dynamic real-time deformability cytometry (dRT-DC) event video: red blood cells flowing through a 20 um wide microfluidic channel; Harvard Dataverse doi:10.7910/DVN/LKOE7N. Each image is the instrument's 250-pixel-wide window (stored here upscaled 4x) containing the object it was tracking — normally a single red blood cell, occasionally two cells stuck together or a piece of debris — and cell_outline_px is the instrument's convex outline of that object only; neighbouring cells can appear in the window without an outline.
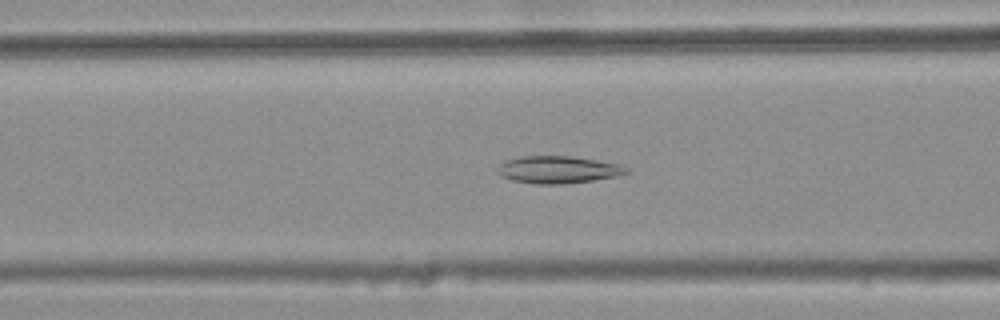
{"species": "common noctule bat (a hibernating species)", "species_latin": "Nyctalus noctula", "temperature_condition": "warm", "stored_images_in_passage": 36, "camera_frame_rate_fps": 3000, "um_per_image_px": 0.085, "animal": {"sex": "female", "body_mass_g": 25.1}, "frame": {"image": 1, "passage_image": 11, "time_ms": 3.333, "image_size_px": [1000, 320], "cell_outline_px": [[628, 172], [616, 176], [592, 180], [564, 184], [532, 184], [512, 180], [500, 176], [496, 172], [496, 168], [500, 164], [508, 160], [520, 156], [568, 156], [624, 164], [628, 168]], "centroid_in_image_um": [47.41, 14.42], "position_along_channel_um": 119.2, "area_um2": 20.58}}
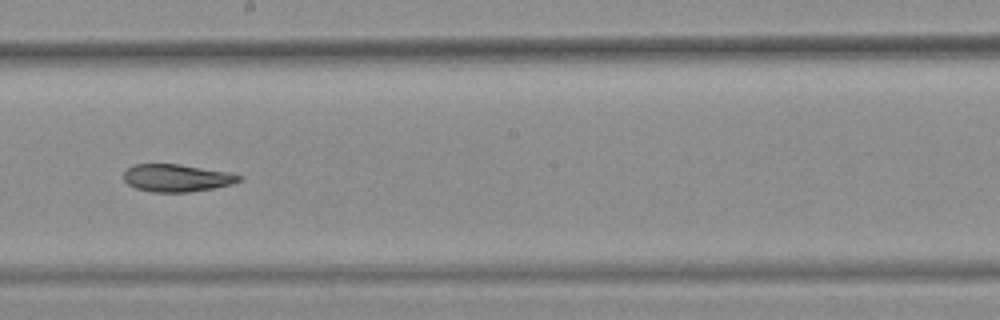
{"frame": {"image": 2, "passage_image": 20, "time_ms": 6.333, "image_size_px": [1000, 320], "cell_outline_px": [[244, 180], [232, 184], [212, 188], [188, 192], [152, 192], [136, 188], [128, 184], [124, 180], [124, 172], [132, 164], [176, 164], [228, 172], [244, 176]], "centroid_in_image_um": [15.04, 15.13], "position_along_channel_um": 233.2, "area_um2": 18.44}}
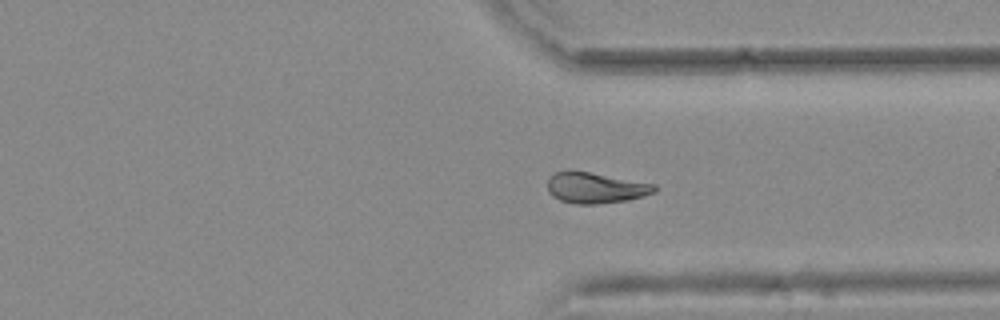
{"frame": {"image": 3, "passage_image": 30, "time_ms": 9.667, "image_size_px": [1000, 320], "cell_outline_px": [[660, 188], [656, 192], [644, 196], [624, 200], [596, 204], [572, 204], [560, 200], [552, 196], [548, 192], [548, 176], [556, 172], [568, 168], [572, 168], [656, 184]], "centroid_in_image_um": [50.6, 15.93], "position_along_channel_um": 360.8, "area_um2": 19.88}, "authors_computed_cell_mechanics": {"area_um2": 19.3341, "velocity_mm_per_s": 3.8111, "shape_relaxation_time_tau1_ms": null, "shape_relaxation_time_tau2_ms": 4.2404, "deformation_change_tau1": null, "deformation_change_tau2": 0.0811}}